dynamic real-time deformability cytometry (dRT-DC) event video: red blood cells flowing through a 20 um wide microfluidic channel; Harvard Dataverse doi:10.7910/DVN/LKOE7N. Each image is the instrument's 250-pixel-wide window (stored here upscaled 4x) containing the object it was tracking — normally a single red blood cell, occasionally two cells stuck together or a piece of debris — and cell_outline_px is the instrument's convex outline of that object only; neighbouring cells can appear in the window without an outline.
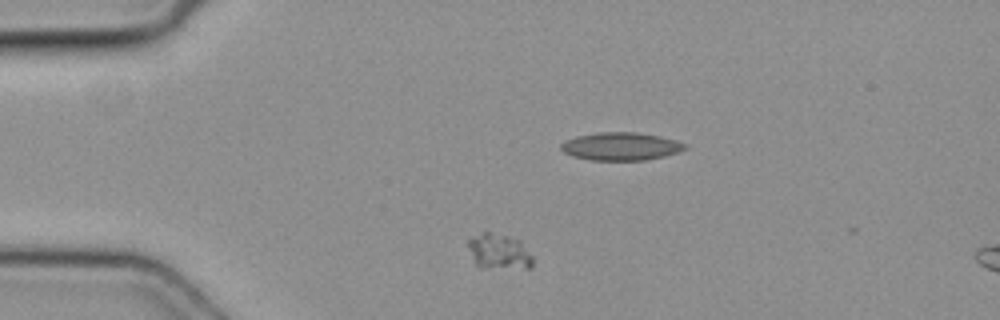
{"species": "common noctule bat (a hibernating species)", "species_latin": "Nyctalus noctula", "temperature_condition": "cold", "stored_images_in_passage": 40, "camera_frame_rate_fps": 3000, "um_per_image_px": 0.085, "animal": {"sex": "female", "body_mass_g": 19.3, "forearm_length_mm": 54.1}, "frame": {"image": 1, "passage_image": 1, "time_ms": 0.0, "image_size_px": [1000, 320], "cell_outline_px": [[532, 268], [476, 268], [468, 244], [468, 240], [472, 236], [484, 232], [488, 232], [508, 236], [520, 240], [532, 256]], "centroid_in_image_um": [42.4, 21.4], "position_along_channel_um": 42.6, "area_um2": 13.41}}
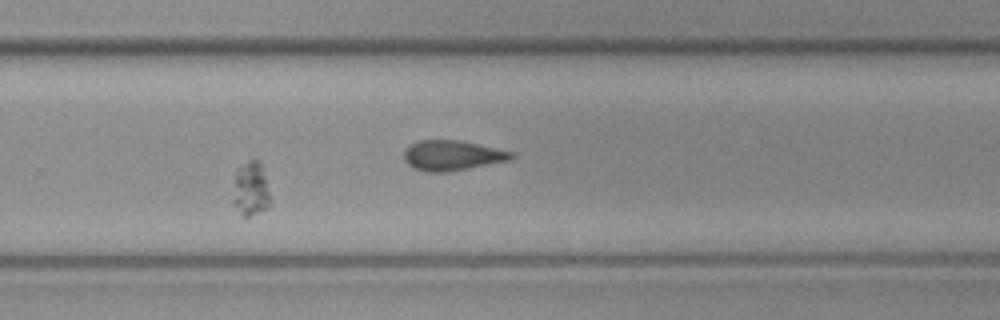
{"frame": {"image": 2, "passage_image": 23, "time_ms": 7.333, "image_size_px": [1000, 320], "cell_outline_px": [[272, 200], [264, 208], [248, 216], [244, 216], [232, 204], [232, 200], [236, 172], [248, 160], [260, 160]], "centroid_in_image_um": [21.32, 16.05], "position_along_channel_um": 308.5, "area_um2": 11.5}}
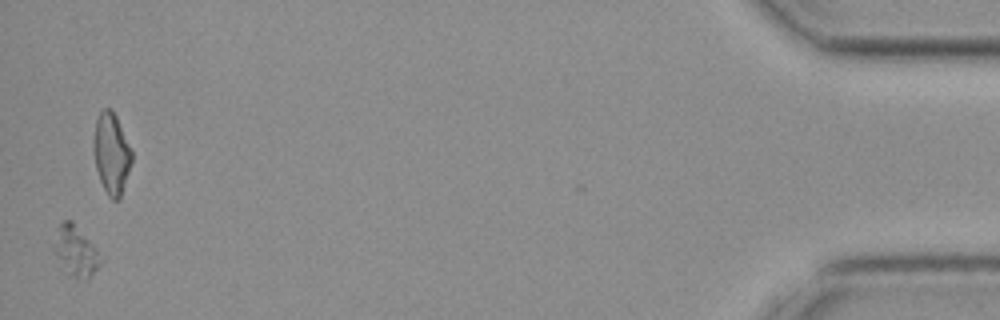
{"frame": {"image": 3, "passage_image": 39, "time_ms": 12.667, "image_size_px": [1000, 320], "cell_outline_px": [[104, 260], [88, 280], [68, 276], [56, 256], [52, 248], [60, 224], [64, 220], [72, 220], [96, 248]], "centroid_in_image_um": [6.46, 21.38], "position_along_channel_um": 428.7, "area_um2": 13.7}}